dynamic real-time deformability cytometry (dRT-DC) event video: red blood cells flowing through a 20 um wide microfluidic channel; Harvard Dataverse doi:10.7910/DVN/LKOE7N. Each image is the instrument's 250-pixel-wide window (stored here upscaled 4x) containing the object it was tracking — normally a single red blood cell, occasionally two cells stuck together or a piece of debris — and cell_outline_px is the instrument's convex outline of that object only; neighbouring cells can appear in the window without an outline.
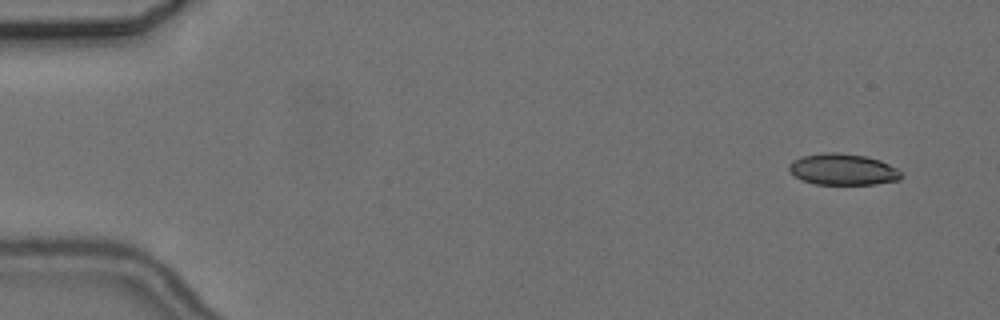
{"species": "common noctule bat (a hibernating species)", "species_latin": "Nyctalus noctula", "temperature_condition": "cold", "stored_images_in_passage": 3, "segment_of_instrument_passage": [2, 2], "camera_frame_rate_fps": 3000, "um_per_image_px": 0.085, "animal": {"sex": "female", "body_mass_g": 24.6, "forearm_length_mm": 56.2}, "frame": {"image": 1, "passage_image": 3, "time_ms": 3.333, "image_size_px": [1000, 320], "cell_outline_px": [[904, 176], [900, 180], [876, 184], [816, 184], [800, 180], [788, 168], [788, 164], [792, 160], [804, 156], [828, 152], [840, 152], [868, 156], [880, 160], [896, 168]], "centroid_in_image_um": [71.67, 14.4], "position_along_channel_um": 13.3, "area_um2": 20.58}}